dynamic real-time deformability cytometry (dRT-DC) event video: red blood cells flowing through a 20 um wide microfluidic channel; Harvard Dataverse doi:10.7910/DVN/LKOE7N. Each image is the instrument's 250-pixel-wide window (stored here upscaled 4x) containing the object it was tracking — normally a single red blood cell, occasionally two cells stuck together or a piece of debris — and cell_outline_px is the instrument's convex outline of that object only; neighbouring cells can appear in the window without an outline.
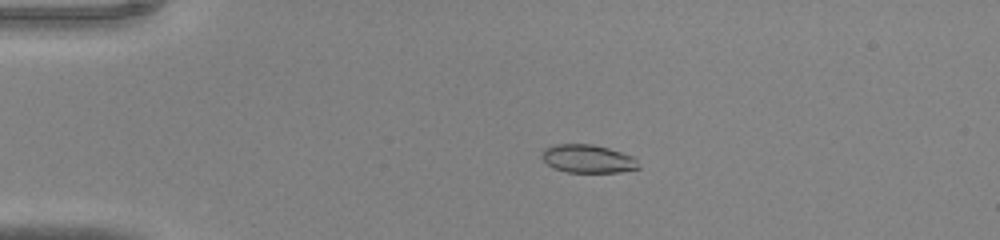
{"species": "common noctule bat (a hibernating species)", "species_latin": "Nyctalus noctula", "temperature_condition": "warm", "stored_images_in_passage": 44, "camera_frame_rate_fps": 3000, "um_per_image_px": 0.085, "animal": {"sex": "male", "body_mass_g": 20.0, "forearm_length_mm": 53.3}, "frame": {"image": 1, "passage_image": 9, "time_ms": 2.667, "image_size_px": [1000, 240], "cell_outline_px": [[640, 168], [620, 172], [568, 172], [552, 168], [540, 156], [544, 148], [556, 144], [592, 144], [608, 148], [632, 156], [636, 160]], "centroid_in_image_um": [49.93, 13.49], "position_along_channel_um": 35.1, "area_um2": 15.84}}
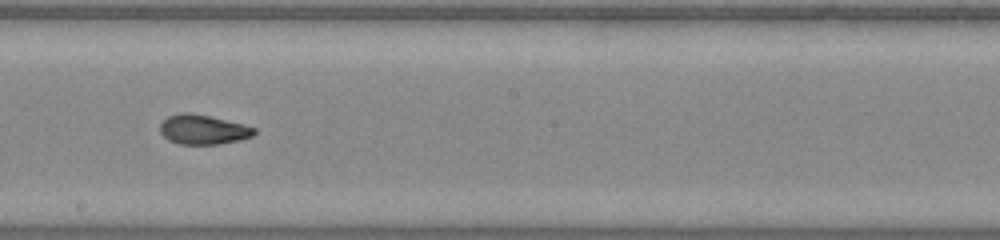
{"frame": {"image": 2, "passage_image": 25, "time_ms": 8.0, "image_size_px": [1000, 240], "cell_outline_px": [[256, 132], [252, 136], [240, 140], [220, 144], [180, 144], [168, 140], [160, 132], [160, 124], [168, 116], [180, 112], [188, 112], [208, 116], [244, 124], [256, 128]], "centroid_in_image_um": [17.26, 11.01], "position_along_channel_um": 230.9, "area_um2": 16.24}}
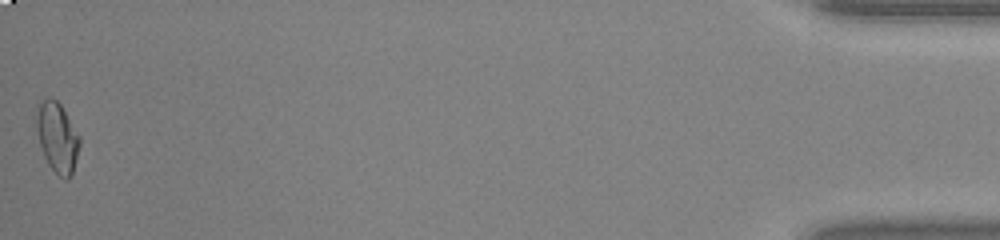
{"frame": {"image": 3, "passage_image": 44, "time_ms": 14.333, "image_size_px": [1000, 240], "cell_outline_px": [[80, 144], [72, 176], [68, 180], [64, 180], [48, 164], [44, 156], [40, 144], [36, 124], [36, 116], [40, 104], [48, 96], [56, 100], [60, 104], [80, 136]], "centroid_in_image_um": [4.89, 11.71], "position_along_channel_um": 430.3, "area_um2": 17.4}}